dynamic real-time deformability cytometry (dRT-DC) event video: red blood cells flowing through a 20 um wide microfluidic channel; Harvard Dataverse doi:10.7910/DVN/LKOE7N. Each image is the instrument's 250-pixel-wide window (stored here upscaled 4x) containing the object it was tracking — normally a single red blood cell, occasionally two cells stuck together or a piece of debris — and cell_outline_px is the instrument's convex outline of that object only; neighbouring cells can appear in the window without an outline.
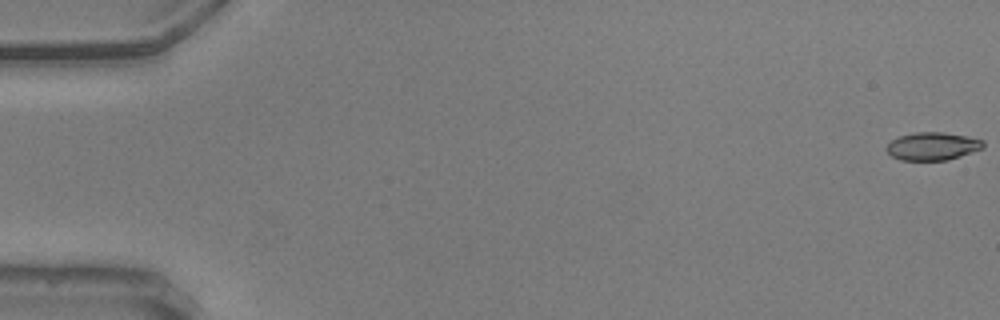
{"species": "common noctule bat (a hibernating species)", "species_latin": "Nyctalus noctula", "temperature_condition": "warm", "stored_images_in_passage": 57, "camera_frame_rate_fps": 3000, "um_per_image_px": 0.085, "animal": {"sex": "male", "body_mass_g": 20.5, "forearm_length_mm": 52.5}, "frame": {"image": 1, "passage_image": 1, "time_ms": 0.0, "image_size_px": [1000, 320], "cell_outline_px": [[984, 148], [948, 160], [900, 160], [892, 156], [884, 148], [892, 140], [900, 136], [916, 132], [944, 132], [968, 136], [984, 140]], "centroid_in_image_um": [79.28, 12.42], "position_along_channel_um": 5.7, "area_um2": 15.78}}
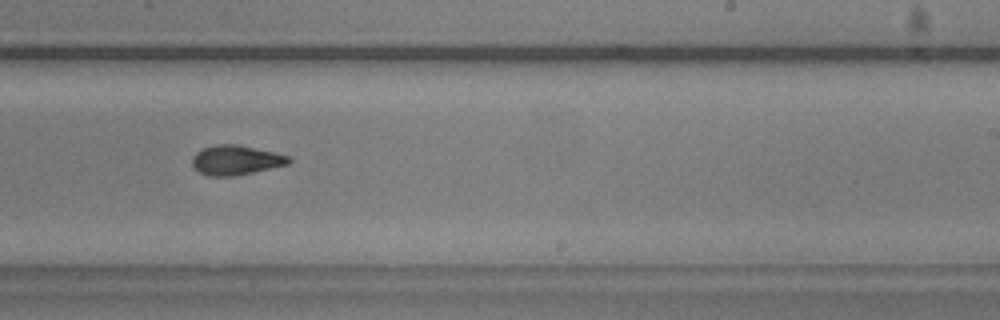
{"frame": {"image": 2, "passage_image": 36, "time_ms": 11.667, "image_size_px": [1000, 320], "cell_outline_px": [[292, 160], [288, 164], [236, 176], [208, 176], [196, 172], [192, 168], [192, 156], [200, 148], [216, 144], [236, 144], [272, 152], [288, 156]], "centroid_in_image_um": [19.96, 13.62], "position_along_channel_um": 269.0, "area_um2": 16.82}}
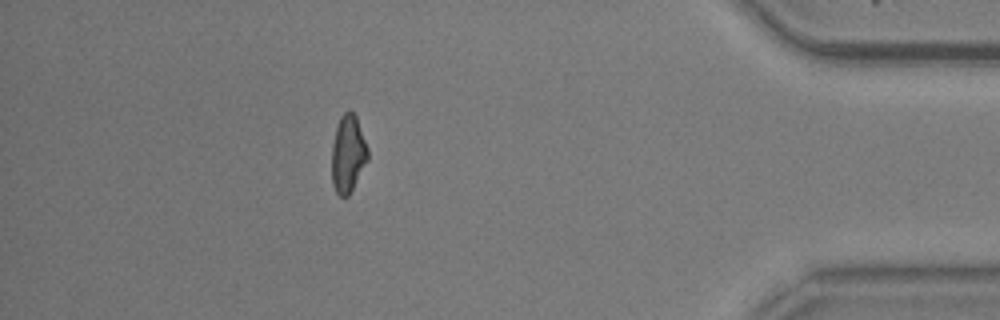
{"frame": {"image": 3, "passage_image": 51, "time_ms": 16.667, "image_size_px": [1000, 320], "cell_outline_px": [[368, 160], [348, 196], [340, 196], [336, 192], [332, 184], [332, 144], [336, 128], [340, 116], [348, 108], [356, 116], [368, 148]], "centroid_in_image_um": [29.57, 13.06], "position_along_channel_um": 405.6, "area_um2": 16.24}, "authors_computed_cell_mechanics": {"area_um2": 16.6464, "velocity_mm_per_s": 3.6212, "shape_relaxation_time_tau1_ms": 5.7804, "shape_relaxation_time_tau2_ms": 4.6287, "deformation_change_tau1": 0.1869, "deformation_change_tau2": 0.1093}}